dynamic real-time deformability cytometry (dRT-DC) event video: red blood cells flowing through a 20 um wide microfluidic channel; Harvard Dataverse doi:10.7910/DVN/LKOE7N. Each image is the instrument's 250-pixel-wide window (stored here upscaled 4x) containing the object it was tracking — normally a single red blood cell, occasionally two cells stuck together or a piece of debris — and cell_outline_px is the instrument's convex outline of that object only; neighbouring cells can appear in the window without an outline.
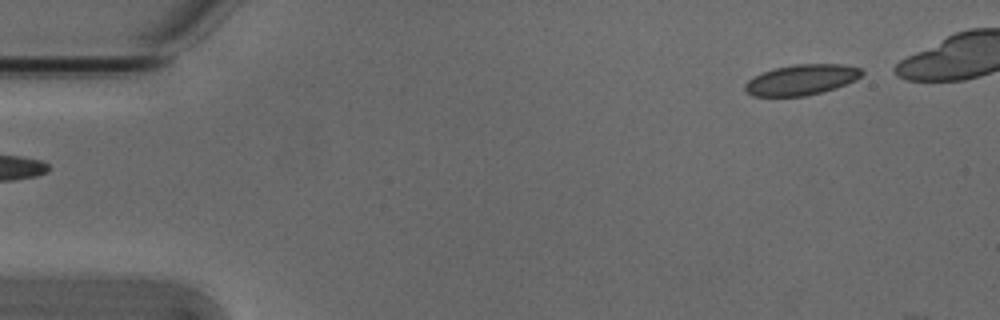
{"species": "Egyptian fruit bat (a non-hibernating species)", "species_latin": "Rousettus aegyptiacus", "temperature_condition": "cold", "stored_images_in_passage": 2, "camera_frame_rate_fps": 3000, "um_per_image_px": 0.085, "animal": {"sex": "male"}, "frame": {"image": 1, "passage_image": 1, "time_ms": 0.0, "image_size_px": [1000, 320], "cell_outline_px": [[864, 72], [856, 80], [836, 88], [804, 96], [752, 96], [744, 88], [744, 84], [752, 76], [760, 72], [776, 68], [796, 64], [840, 64], [860, 68]], "centroid_in_image_um": [68.1, 6.78], "position_along_channel_um": 16.9, "area_um2": 20.75}}